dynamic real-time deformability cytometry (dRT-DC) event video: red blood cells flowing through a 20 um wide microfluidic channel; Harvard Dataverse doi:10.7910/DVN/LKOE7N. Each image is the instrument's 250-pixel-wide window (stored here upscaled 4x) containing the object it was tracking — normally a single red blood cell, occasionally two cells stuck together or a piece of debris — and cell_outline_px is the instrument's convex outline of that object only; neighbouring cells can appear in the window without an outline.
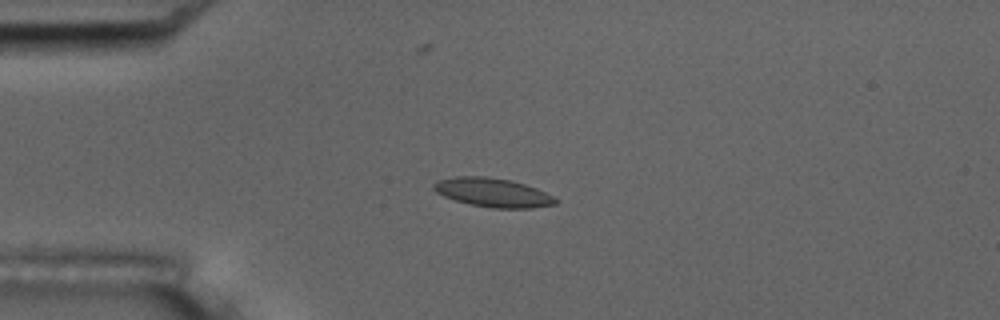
{"species": "common noctule bat (a hibernating species)", "species_latin": "Nyctalus noctula", "temperature_condition": "room temperature", "stored_images_in_passage": 56, "camera_frame_rate_fps": 3000, "um_per_image_px": 0.085, "animal": {"sex": "male", "body_mass_g": 17.5, "forearm_length_mm": 52.3}, "frame": {"image": 1, "passage_image": 14, "time_ms": 4.333, "image_size_px": [1000, 320], "cell_outline_px": [[560, 200], [556, 204], [532, 208], [492, 208], [472, 204], [456, 200], [444, 196], [436, 192], [432, 188], [432, 184], [436, 180], [456, 176], [488, 176], [508, 180], [524, 184], [536, 188]], "centroid_in_image_um": [41.87, 16.36], "position_along_channel_um": 43.1, "area_um2": 20.46}}
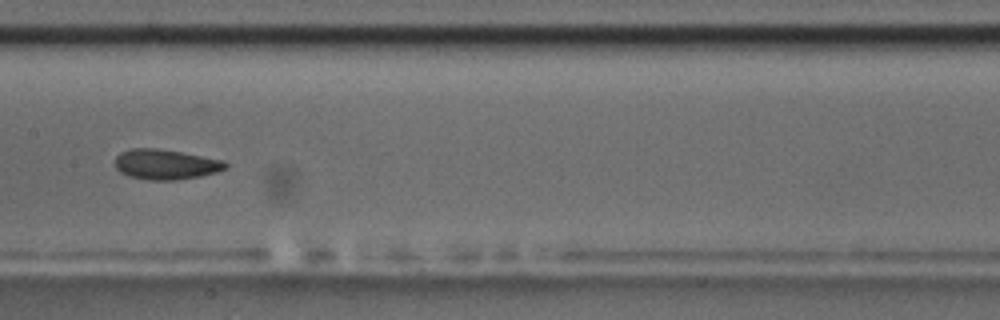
{"frame": {"image": 2, "passage_image": 28, "time_ms": 9.0, "image_size_px": [1000, 320], "cell_outline_px": [[228, 168], [216, 172], [200, 176], [176, 180], [148, 180], [128, 176], [120, 172], [116, 168], [116, 156], [120, 152], [132, 148], [156, 148], [180, 152], [224, 160], [228, 164]], "centroid_in_image_um": [14.08, 13.97], "position_along_channel_um": 193.3, "area_um2": 19.42}}
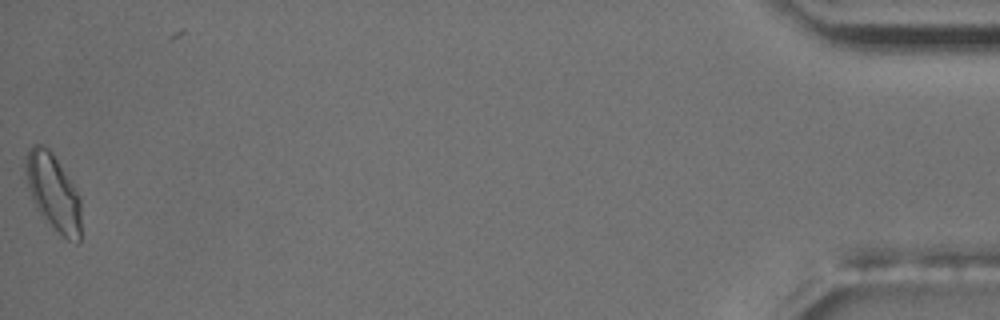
{"frame": {"image": 3, "passage_image": 55, "time_ms": 18.0, "image_size_px": [1000, 320], "cell_outline_px": [[80, 240], [76, 244], [68, 240], [36, 208], [32, 200], [24, 168], [24, 156], [32, 144], [44, 144], [52, 152], [80, 196]], "centroid_in_image_um": [4.51, 16.27], "position_along_channel_um": 430.7, "area_um2": 24.39}, "authors_computed_cell_mechanics": {"area_um2": 19.1896, "velocity_mm_per_s": 3.7016, "shape_relaxation_time_tau1_ms": 3.37, "shape_relaxation_time_tau2_ms": 1.2743, "deformation_change_tau1": 0.1073, "deformation_change_tau2": 0.0651}}